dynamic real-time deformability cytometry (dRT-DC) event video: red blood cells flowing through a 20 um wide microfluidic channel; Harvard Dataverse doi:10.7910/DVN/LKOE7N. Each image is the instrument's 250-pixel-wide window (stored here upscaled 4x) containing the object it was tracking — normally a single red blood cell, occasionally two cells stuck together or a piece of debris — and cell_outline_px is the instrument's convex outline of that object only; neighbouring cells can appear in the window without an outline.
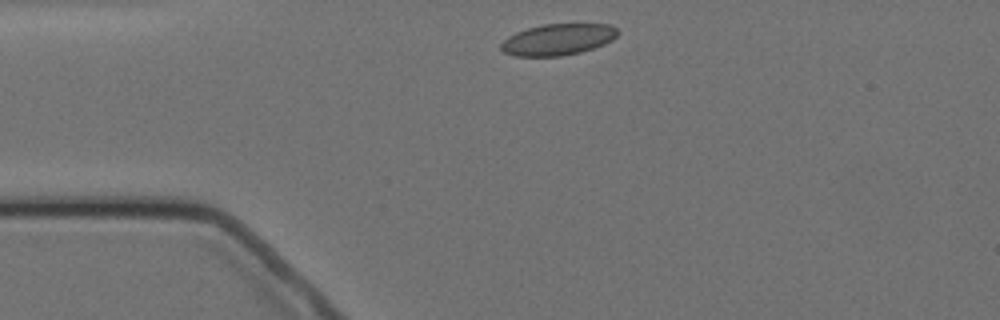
{"species": "Egyptian fruit bat (a non-hibernating species)", "species_latin": "Rousettus aegyptiacus", "temperature_condition": "cold", "stored_images_in_passage": 3, "segment_of_instrument_passage": [1, 2], "camera_frame_rate_fps": 3000, "um_per_image_px": 0.085, "animal": {"sex": "female"}, "frame": {"image": 1, "passage_image": 1, "time_ms": 0.0, "image_size_px": [1000, 320], "cell_outline_px": [[620, 32], [612, 40], [604, 44], [580, 52], [560, 56], [516, 56], [504, 52], [500, 48], [500, 44], [508, 36], [516, 32], [528, 28], [544, 24], [608, 24], [616, 28]], "centroid_in_image_um": [47.42, 3.35], "position_along_channel_um": 37.6, "area_um2": 21.21}}